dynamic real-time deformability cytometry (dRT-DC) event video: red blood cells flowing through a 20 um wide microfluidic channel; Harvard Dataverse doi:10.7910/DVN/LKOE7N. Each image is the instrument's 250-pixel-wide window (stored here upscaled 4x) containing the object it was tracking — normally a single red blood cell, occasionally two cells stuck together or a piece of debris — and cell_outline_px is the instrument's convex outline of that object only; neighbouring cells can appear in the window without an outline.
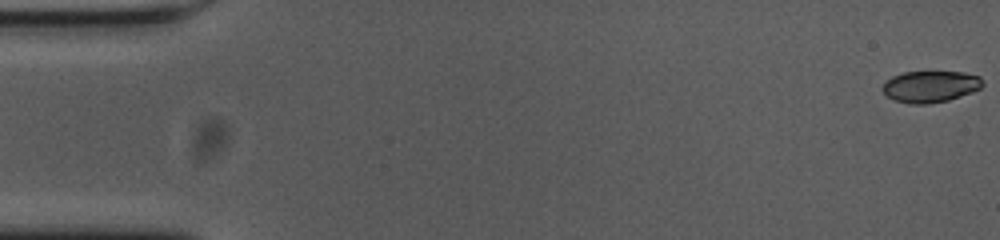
{"species": "common noctule bat (a hibernating species)", "species_latin": "Nyctalus noctula", "temperature_condition": "cold", "stored_images_in_passage": 56, "camera_frame_rate_fps": 3000, "um_per_image_px": 0.085, "animal": {"sex": "female", "body_mass_g": 23.0, "forearm_length_mm": 53.4}, "frame": {"image": 1, "passage_image": 1, "time_ms": 0.0, "image_size_px": [1000, 240], "cell_outline_px": [[984, 84], [980, 88], [972, 92], [948, 100], [928, 104], [912, 104], [896, 100], [888, 96], [880, 88], [892, 76], [904, 72], [964, 72], [980, 76]], "centroid_in_image_um": [79.1, 7.35], "position_along_channel_um": 5.9, "area_um2": 18.26}}
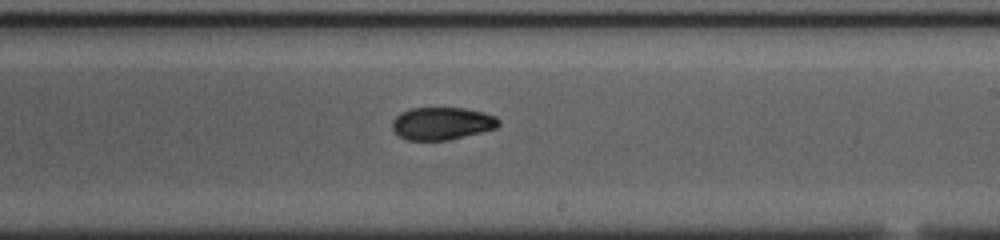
{"frame": {"image": 2, "passage_image": 33, "time_ms": 10.667, "image_size_px": [1000, 240], "cell_outline_px": [[500, 124], [496, 128], [448, 140], [408, 140], [400, 136], [392, 128], [392, 120], [400, 112], [408, 108], [464, 108], [484, 112], [496, 116], [500, 120]], "centroid_in_image_um": [37.56, 10.48], "position_along_channel_um": 251.4, "area_um2": 20.23}}
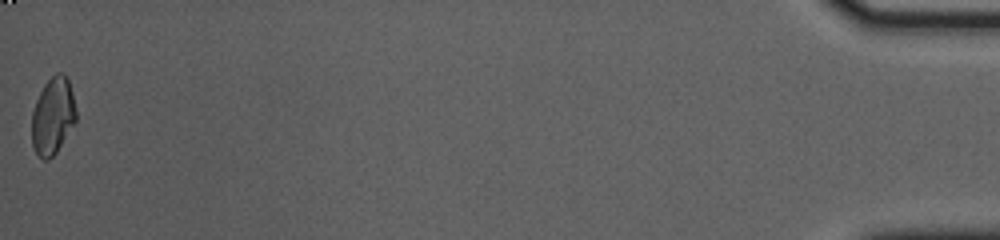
{"frame": {"image": 3, "passage_image": 56, "time_ms": 18.333, "image_size_px": [1000, 240], "cell_outline_px": [[76, 120], [56, 152], [48, 160], [44, 160], [36, 152], [32, 144], [32, 112], [36, 100], [44, 84], [56, 72], [60, 72], [68, 80], [72, 92], [76, 108]], "centroid_in_image_um": [4.48, 9.85], "position_along_channel_um": 430.7, "area_um2": 19.59}, "authors_computed_cell_mechanics": {"area_um2": 20.1722, "velocity_mm_per_s": 3.6698, "shape_relaxation_time_tau1_ms": null, "shape_relaxation_time_tau2_ms": 2.8217, "deformation_change_tau1": null, "deformation_change_tau2": 0.0615}}